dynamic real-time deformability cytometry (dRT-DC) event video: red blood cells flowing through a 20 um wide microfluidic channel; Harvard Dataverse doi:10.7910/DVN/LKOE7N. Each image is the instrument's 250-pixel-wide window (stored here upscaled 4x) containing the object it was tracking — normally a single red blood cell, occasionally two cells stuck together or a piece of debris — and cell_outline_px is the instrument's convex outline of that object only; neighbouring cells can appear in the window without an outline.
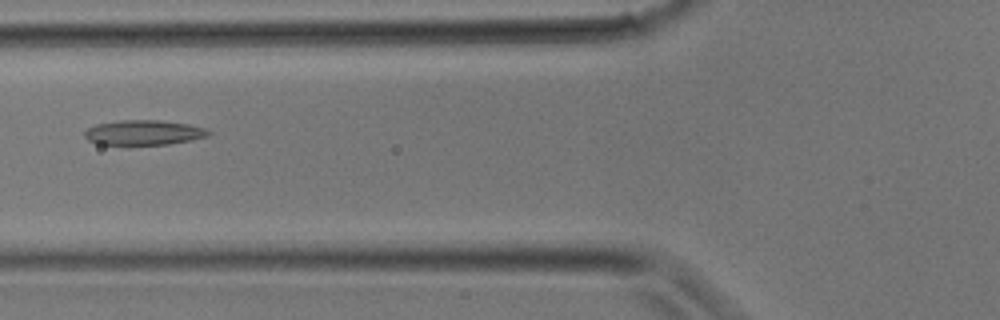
{"species": "common noctule bat (a hibernating species)", "species_latin": "Nyctalus noctula", "temperature_condition": "room temperature", "stored_images_in_passage": 25, "camera_frame_rate_fps": 3000, "um_per_image_px": 0.085, "animal": {"sex": "male", "body_mass_g": 17.9}, "frame": {"image": 1, "passage_image": 6, "time_ms": 1.667, "image_size_px": [1000, 320], "cell_outline_px": [[212, 132], [208, 136], [192, 140], [168, 144], [96, 144], [88, 140], [84, 136], [84, 132], [88, 128], [96, 124], [120, 120], [160, 120], [188, 124], [204, 128]], "centroid_in_image_um": [12.21, 11.26], "position_along_channel_um": 113.6, "area_um2": 17.92}}
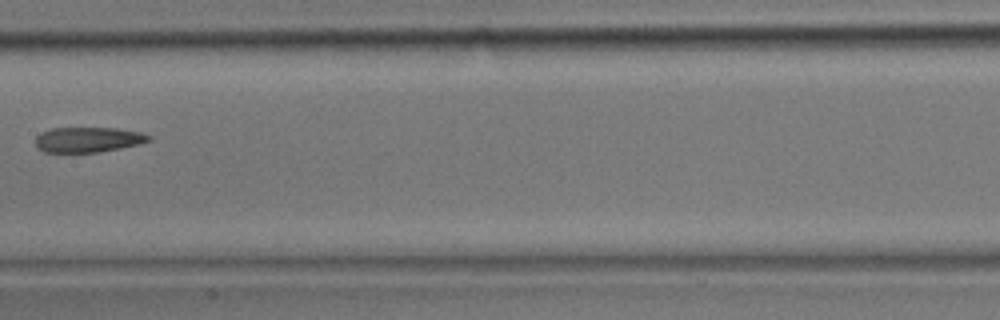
{"frame": {"image": 2, "passage_image": 10, "time_ms": 3.0, "image_size_px": [1000, 320], "cell_outline_px": [[152, 140], [140, 144], [100, 152], [44, 152], [36, 148], [36, 136], [40, 132], [52, 128], [116, 128], [144, 132], [152, 136]], "centroid_in_image_um": [7.52, 11.86], "position_along_channel_um": 199.9, "area_um2": 16.88}}
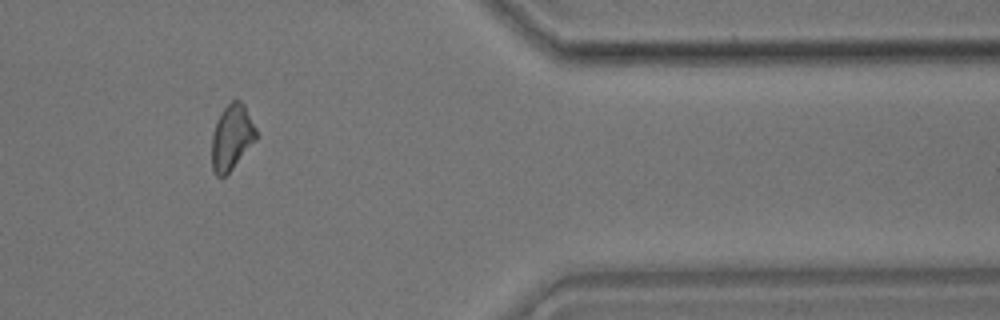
{"frame": {"image": 3, "passage_image": 20, "time_ms": 6.333, "image_size_px": [1000, 320], "cell_outline_px": [[256, 140], [232, 168], [224, 176], [216, 176], [212, 168], [212, 136], [216, 120], [220, 112], [232, 100], [240, 100], [244, 104], [256, 128]], "centroid_in_image_um": [19.69, 11.64], "position_along_channel_um": 391.7, "area_um2": 16.76}}